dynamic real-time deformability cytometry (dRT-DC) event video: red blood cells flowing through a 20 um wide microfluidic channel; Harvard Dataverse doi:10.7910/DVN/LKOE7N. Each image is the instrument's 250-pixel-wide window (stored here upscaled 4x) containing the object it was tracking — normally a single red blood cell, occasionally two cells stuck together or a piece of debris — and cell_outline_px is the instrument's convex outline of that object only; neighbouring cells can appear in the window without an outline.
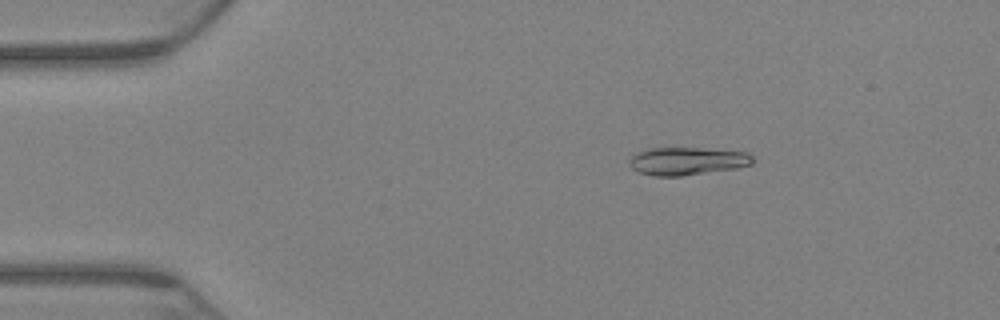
{"species": "Egyptian fruit bat (a non-hibernating species)", "species_latin": "Rousettus aegyptiacus", "temperature_condition": "warm", "stored_images_in_passage": 70, "camera_frame_rate_fps": 3000, "um_per_image_px": 0.085, "animal": {"sex": "female"}, "frame": {"image": 1, "passage_image": 12, "time_ms": 3.667, "image_size_px": [1000, 320], "cell_outline_px": [[756, 160], [752, 164], [740, 168], [680, 176], [652, 176], [640, 172], [632, 168], [628, 164], [628, 160], [636, 152], [648, 148], [700, 148], [748, 152]], "centroid_in_image_um": [58.43, 13.69], "position_along_channel_um": 26.6, "area_um2": 20.29}}
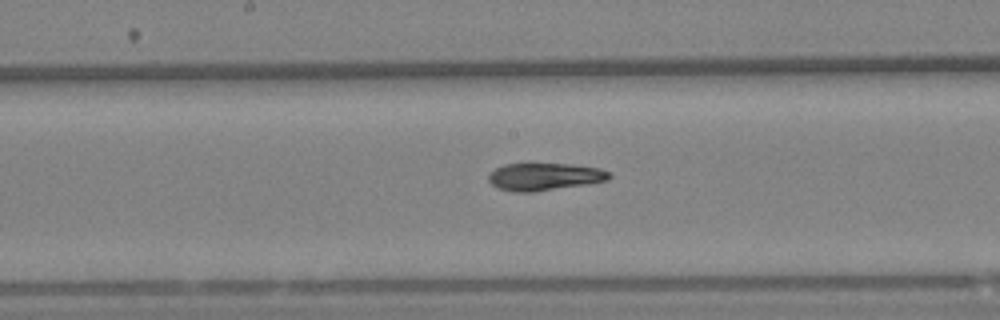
{"frame": {"image": 2, "passage_image": 37, "time_ms": 12.0, "image_size_px": [1000, 320], "cell_outline_px": [[612, 176], [608, 180], [584, 184], [532, 192], [516, 192], [500, 188], [492, 184], [488, 180], [488, 172], [504, 164], [528, 160], [568, 164], [600, 168], [608, 172]], "centroid_in_image_um": [46.21, 14.95], "position_along_channel_um": 202.0, "area_um2": 19.94}}
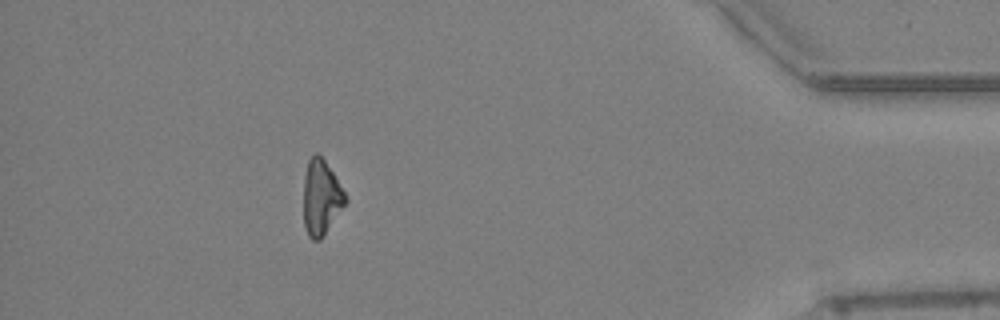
{"frame": {"image": 3, "passage_image": 63, "time_ms": 20.667, "image_size_px": [1000, 320], "cell_outline_px": [[348, 200], [320, 240], [312, 240], [308, 236], [304, 224], [304, 176], [308, 160], [316, 152], [324, 160], [332, 172], [344, 192]], "centroid_in_image_um": [27.28, 16.8], "position_along_channel_um": 407.9, "area_um2": 17.98}, "authors_computed_cell_mechanics": {"area_um2": 19.8254, "velocity_mm_per_s": 2.9534, "shape_relaxation_time_tau1_ms": 8.5317, "shape_relaxation_time_tau2_ms": 4.7491, "deformation_change_tau1": 0.2281, "deformation_change_tau2": 0.0927}}